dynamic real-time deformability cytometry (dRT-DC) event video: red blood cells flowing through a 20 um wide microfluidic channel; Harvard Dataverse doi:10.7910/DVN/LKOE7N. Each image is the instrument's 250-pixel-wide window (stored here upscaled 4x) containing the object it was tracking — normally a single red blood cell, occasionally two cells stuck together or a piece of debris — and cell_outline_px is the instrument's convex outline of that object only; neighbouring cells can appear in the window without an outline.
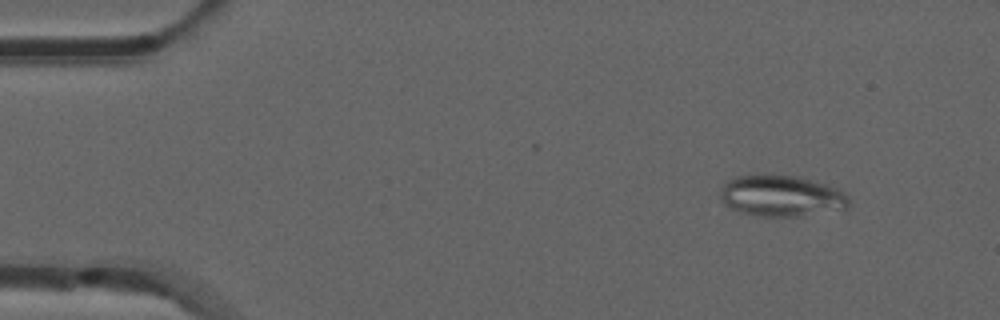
{"species": "common noctule bat (a hibernating species)", "species_latin": "Nyctalus noctula", "temperature_condition": "room temperature", "stored_images_in_passage": 53, "camera_frame_rate_fps": 3000, "um_per_image_px": 0.085, "animal": {"sex": "male", "forearm_length_mm": 52.5}, "frame": {"image": 1, "passage_image": 6, "time_ms": 1.667, "image_size_px": [1000, 320], "cell_outline_px": [[852, 200], [848, 208], [800, 216], [760, 216], [740, 212], [728, 208], [724, 204], [720, 196], [720, 192], [724, 184], [728, 180], [736, 176], [772, 172], [800, 176], [828, 184], [844, 192]], "centroid_in_image_um": [66.42, 16.61], "position_along_channel_um": 18.6, "area_um2": 31.79}}
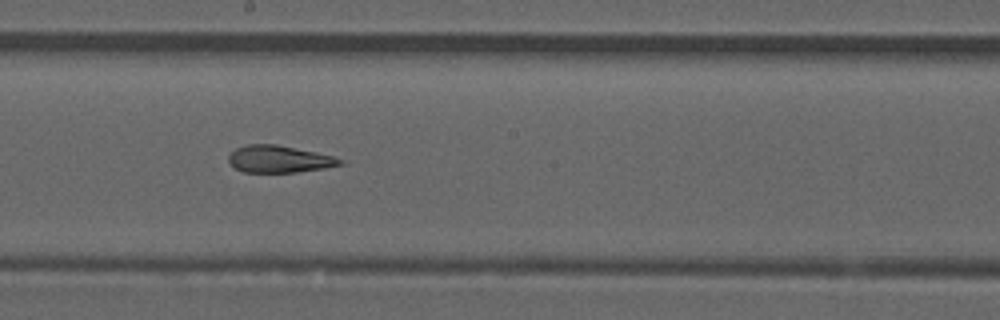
{"frame": {"image": 2, "passage_image": 29, "time_ms": 9.333, "image_size_px": [1000, 320], "cell_outline_px": [[348, 164], [324, 168], [296, 172], [244, 172], [236, 168], [228, 160], [228, 156], [236, 148], [248, 144], [276, 144], [316, 152], [332, 156], [344, 160]], "centroid_in_image_um": [23.77, 13.52], "position_along_channel_um": 224.4, "area_um2": 17.57}}
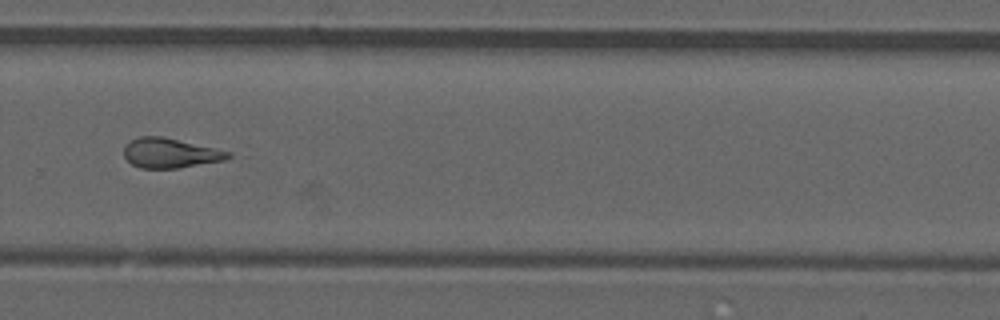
{"frame": {"image": 3, "passage_image": 36, "time_ms": 11.667, "image_size_px": [1000, 320], "cell_outline_px": [[232, 156], [224, 160], [176, 168], [140, 168], [132, 164], [124, 156], [124, 148], [132, 140], [140, 136], [160, 136], [216, 148], [232, 152]], "centroid_in_image_um": [14.48, 13.01], "position_along_channel_um": 315.3, "area_um2": 17.8}, "authors_computed_cell_mechanics": {"area_um2": 18.7272, "velocity_mm_per_s": 3.9052, "shape_relaxation_time_tau1_ms": null, "shape_relaxation_time_tau2_ms": 3.3886, "deformation_change_tau1": null, "deformation_change_tau2": 0.1304}}